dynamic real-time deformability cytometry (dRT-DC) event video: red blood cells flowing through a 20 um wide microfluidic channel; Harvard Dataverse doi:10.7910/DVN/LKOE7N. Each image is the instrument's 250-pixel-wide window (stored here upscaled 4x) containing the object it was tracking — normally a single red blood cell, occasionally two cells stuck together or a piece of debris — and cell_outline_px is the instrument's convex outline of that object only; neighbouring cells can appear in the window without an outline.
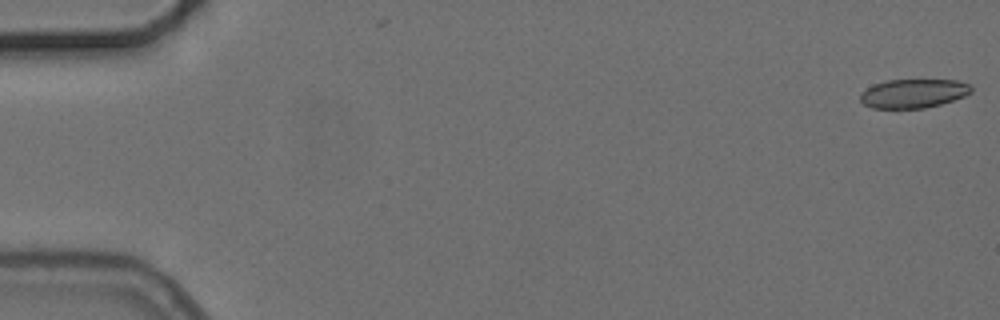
{"species": "common noctule bat (a hibernating species)", "species_latin": "Nyctalus noctula", "temperature_condition": "cold", "stored_images_in_passage": 55, "camera_frame_rate_fps": 3000, "um_per_image_px": 0.085, "animal": {"sex": "female", "body_mass_g": 24.6, "forearm_length_mm": 56.2}, "frame": {"image": 1, "passage_image": 1, "time_ms": 0.0, "image_size_px": [1000, 320], "cell_outline_px": [[972, 92], [964, 96], [940, 104], [924, 108], [872, 108], [864, 104], [860, 100], [860, 92], [872, 84], [888, 80], [956, 80], [968, 84], [972, 88]], "centroid_in_image_um": [77.6, 7.94], "position_along_channel_um": 7.4, "area_um2": 18.67}}
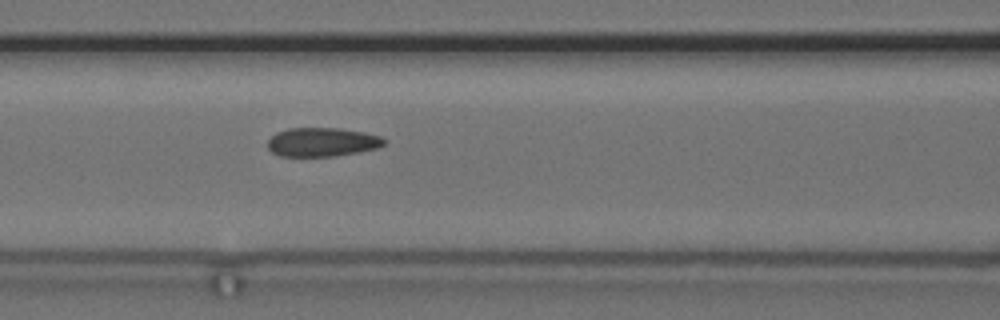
{"frame": {"image": 2, "passage_image": 24, "time_ms": 7.667, "image_size_px": [1000, 320], "cell_outline_px": [[388, 140], [384, 144], [376, 148], [336, 156], [280, 156], [272, 152], [268, 148], [268, 140], [276, 132], [288, 128], [340, 128], [364, 132], [380, 136]], "centroid_in_image_um": [27.38, 12.07], "position_along_channel_um": 139.2, "area_um2": 19.59}}
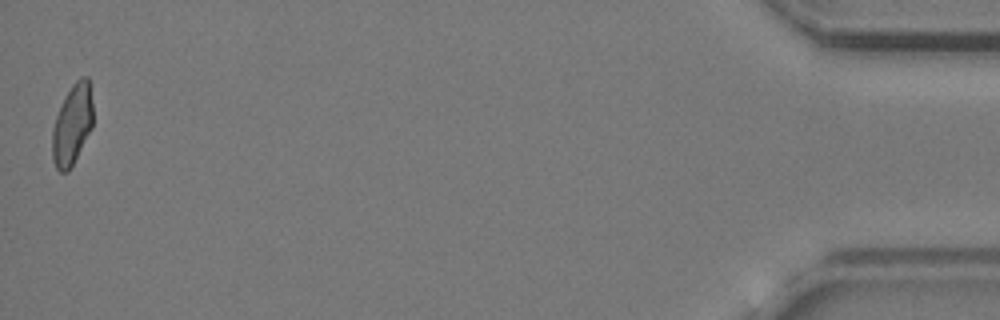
{"frame": {"image": 3, "passage_image": 55, "time_ms": 18.0, "image_size_px": [1000, 320], "cell_outline_px": [[92, 128], [68, 172], [60, 172], [56, 168], [52, 160], [52, 128], [56, 116], [64, 96], [72, 84], [80, 76], [88, 76], [92, 104]], "centroid_in_image_um": [6.12, 10.58], "position_along_channel_um": 429.1, "area_um2": 19.13}, "authors_computed_cell_mechanics": {"area_um2": 20.0566, "velocity_mm_per_s": 3.7326, "shape_relaxation_time_tau1_ms": null, "shape_relaxation_time_tau2_ms": 1.6277, "deformation_change_tau1": null, "deformation_change_tau2": 0.0792}}